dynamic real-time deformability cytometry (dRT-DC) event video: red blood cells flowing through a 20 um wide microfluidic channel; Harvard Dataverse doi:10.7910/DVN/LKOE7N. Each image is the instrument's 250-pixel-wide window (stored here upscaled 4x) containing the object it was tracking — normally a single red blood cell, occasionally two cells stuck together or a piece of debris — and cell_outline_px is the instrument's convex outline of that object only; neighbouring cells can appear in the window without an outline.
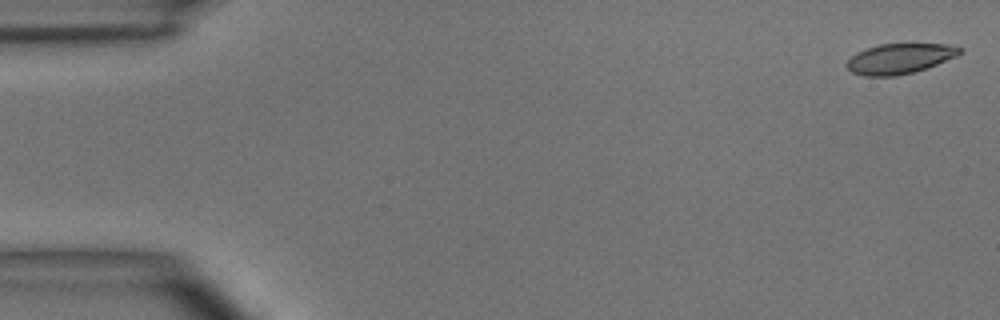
{"species": "common noctule bat (a hibernating species)", "species_latin": "Nyctalus noctula", "temperature_condition": "room temperature", "stored_images_in_passage": 50, "camera_frame_rate_fps": 3000, "um_per_image_px": 0.085, "animal": {"sex": "male", "body_mass_g": 15.6}, "frame": {"image": 1, "passage_image": 1, "time_ms": 0.0, "image_size_px": [1000, 320], "cell_outline_px": [[964, 52], [956, 56], [936, 64], [912, 72], [896, 76], [864, 76], [852, 72], [844, 64], [856, 52], [880, 44], [948, 44], [964, 48]], "centroid_in_image_um": [76.47, 4.98], "position_along_channel_um": 8.5, "area_um2": 19.77}}
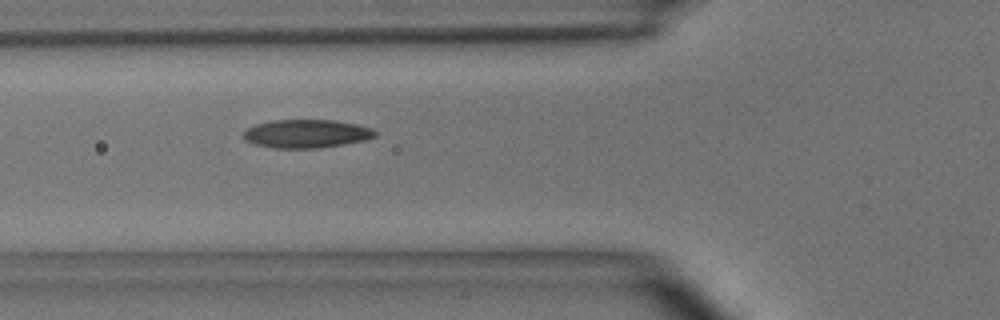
{"frame": {"image": 2, "passage_image": 18, "time_ms": 5.667, "image_size_px": [1000, 320], "cell_outline_px": [[376, 136], [364, 140], [344, 144], [320, 148], [272, 148], [256, 144], [244, 140], [244, 132], [248, 128], [256, 124], [272, 120], [336, 120], [356, 124], [372, 128], [376, 132]], "centroid_in_image_um": [26.05, 11.36], "position_along_channel_um": 99.7, "area_um2": 21.73}}
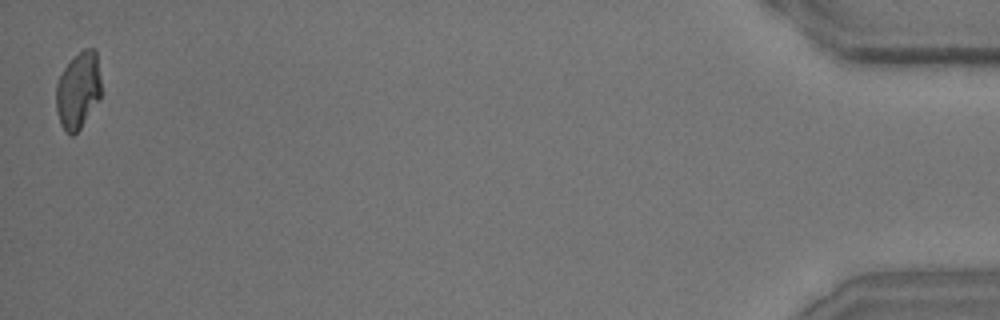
{"frame": {"image": 3, "passage_image": 50, "time_ms": 16.333, "image_size_px": [1000, 320], "cell_outline_px": [[100, 96], [80, 128], [72, 136], [60, 124], [56, 112], [56, 84], [64, 68], [84, 48], [96, 48], [100, 80]], "centroid_in_image_um": [6.63, 7.67], "position_along_channel_um": 428.6, "area_um2": 19.71}, "authors_computed_cell_mechanics": {"area_um2": 21.1837, "velocity_mm_per_s": 3.9266, "shape_relaxation_time_tau1_ms": 4.384, "shape_relaxation_time_tau2_ms": 2.1751, "deformation_change_tau1": 0.1392, "deformation_change_tau2": 0.0874}}